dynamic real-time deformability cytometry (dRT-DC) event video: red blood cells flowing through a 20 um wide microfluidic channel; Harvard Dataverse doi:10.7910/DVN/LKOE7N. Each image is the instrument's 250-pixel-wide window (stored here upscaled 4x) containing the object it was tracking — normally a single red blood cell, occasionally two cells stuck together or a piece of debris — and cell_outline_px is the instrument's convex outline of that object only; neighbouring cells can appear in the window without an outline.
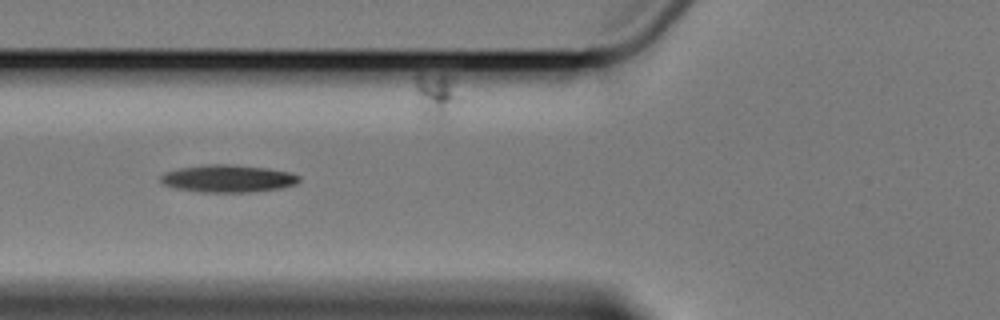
{"species": "Egyptian fruit bat (a non-hibernating species)", "species_latin": "Rousettus aegyptiacus", "temperature_condition": "cold", "stored_images_in_passage": 10, "segment_of_instrument_passage": [1, 2], "camera_frame_rate_fps": 3000, "um_per_image_px": 0.085, "animal": {"sex": "female"}, "frame": {"image": 1, "passage_image": 6, "time_ms": 7.0, "image_size_px": [1000, 320], "cell_outline_px": [[300, 180], [296, 184], [280, 188], [248, 192], [200, 192], [176, 188], [164, 184], [160, 180], [160, 176], [168, 172], [180, 168], [208, 164], [228, 164], [268, 168], [288, 172], [300, 176]], "centroid_in_image_um": [19.39, 15.18], "position_along_channel_um": 106.4, "area_um2": 21.91}}
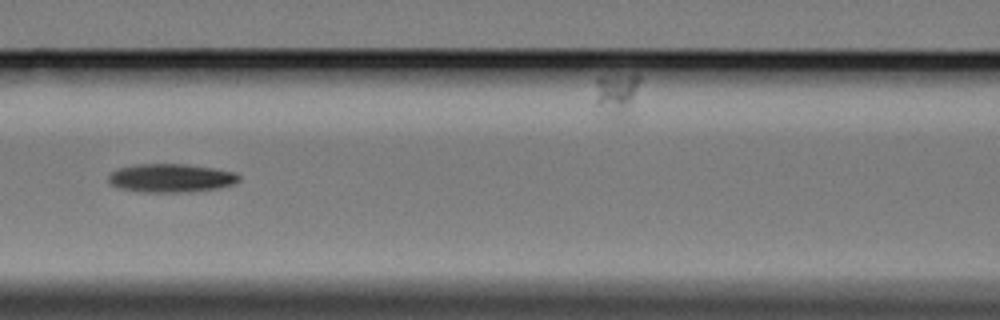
{"frame": {"image": 2, "passage_image": 7, "time_ms": 8.333, "image_size_px": [1000, 320], "cell_outline_px": [[240, 180], [236, 184], [220, 188], [192, 192], [144, 192], [120, 188], [112, 184], [108, 180], [108, 176], [112, 172], [120, 168], [136, 164], [184, 164], [212, 168], [236, 172], [240, 176]], "centroid_in_image_um": [14.59, 15.14], "position_along_channel_um": 152.0, "area_um2": 21.73}}
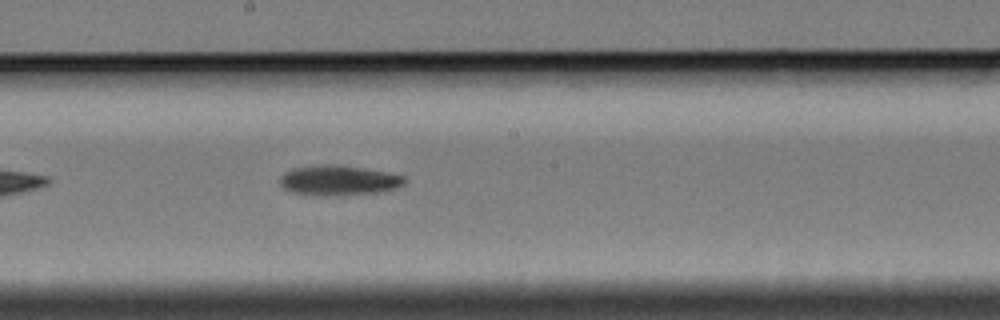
{"frame": {"image": 3, "passage_image": 9, "time_ms": 10.333, "image_size_px": [1000, 320], "cell_outline_px": [[404, 184], [396, 188], [380, 192], [336, 196], [324, 196], [292, 192], [284, 188], [280, 184], [280, 176], [284, 172], [292, 168], [320, 164], [340, 164], [388, 172], [404, 176]], "centroid_in_image_um": [28.77, 15.32], "position_along_channel_um": 219.4, "area_um2": 22.08}}